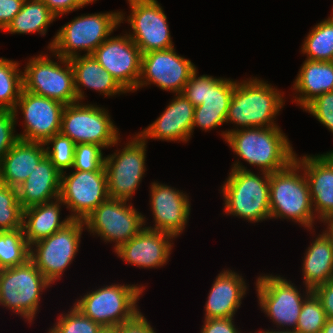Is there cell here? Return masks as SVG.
<instances>
[{"label":"cell","mask_w":333,"mask_h":333,"mask_svg":"<svg viewBox=\"0 0 333 333\" xmlns=\"http://www.w3.org/2000/svg\"><path fill=\"white\" fill-rule=\"evenodd\" d=\"M258 78L236 80L226 118V124H235V128L221 131L224 141L229 132L238 129L278 126L274 120L284 108V92Z\"/></svg>","instance_id":"cell-1"},{"label":"cell","mask_w":333,"mask_h":333,"mask_svg":"<svg viewBox=\"0 0 333 333\" xmlns=\"http://www.w3.org/2000/svg\"><path fill=\"white\" fill-rule=\"evenodd\" d=\"M225 141L238 159L262 172L280 171L289 166L296 156L280 126L238 129L229 132Z\"/></svg>","instance_id":"cell-2"},{"label":"cell","mask_w":333,"mask_h":333,"mask_svg":"<svg viewBox=\"0 0 333 333\" xmlns=\"http://www.w3.org/2000/svg\"><path fill=\"white\" fill-rule=\"evenodd\" d=\"M259 174L247 169L240 160H235L221 186L226 215L250 223L270 220V173L260 171Z\"/></svg>","instance_id":"cell-3"},{"label":"cell","mask_w":333,"mask_h":333,"mask_svg":"<svg viewBox=\"0 0 333 333\" xmlns=\"http://www.w3.org/2000/svg\"><path fill=\"white\" fill-rule=\"evenodd\" d=\"M269 198L270 219H287L315 232L314 223L318 219L309 185L302 167L295 160L286 168L270 173Z\"/></svg>","instance_id":"cell-4"},{"label":"cell","mask_w":333,"mask_h":333,"mask_svg":"<svg viewBox=\"0 0 333 333\" xmlns=\"http://www.w3.org/2000/svg\"><path fill=\"white\" fill-rule=\"evenodd\" d=\"M120 24V11L81 14L57 30L47 48L65 59L80 56L82 51L92 55Z\"/></svg>","instance_id":"cell-5"},{"label":"cell","mask_w":333,"mask_h":333,"mask_svg":"<svg viewBox=\"0 0 333 333\" xmlns=\"http://www.w3.org/2000/svg\"><path fill=\"white\" fill-rule=\"evenodd\" d=\"M144 290L145 286L135 283L104 284L80 296L73 305L103 328L114 329L140 311L138 301Z\"/></svg>","instance_id":"cell-6"},{"label":"cell","mask_w":333,"mask_h":333,"mask_svg":"<svg viewBox=\"0 0 333 333\" xmlns=\"http://www.w3.org/2000/svg\"><path fill=\"white\" fill-rule=\"evenodd\" d=\"M51 286L30 259L22 265L1 269L0 306L32 324L39 312L43 291Z\"/></svg>","instance_id":"cell-7"},{"label":"cell","mask_w":333,"mask_h":333,"mask_svg":"<svg viewBox=\"0 0 333 333\" xmlns=\"http://www.w3.org/2000/svg\"><path fill=\"white\" fill-rule=\"evenodd\" d=\"M28 59L22 72L23 90L68 105L77 102L74 73L69 59L51 50ZM51 56L58 61L51 60ZM64 66V67H63Z\"/></svg>","instance_id":"cell-8"},{"label":"cell","mask_w":333,"mask_h":333,"mask_svg":"<svg viewBox=\"0 0 333 333\" xmlns=\"http://www.w3.org/2000/svg\"><path fill=\"white\" fill-rule=\"evenodd\" d=\"M112 120L104 107L77 101L65 105L60 133L75 144H96L108 149L121 143L119 129Z\"/></svg>","instance_id":"cell-9"},{"label":"cell","mask_w":333,"mask_h":333,"mask_svg":"<svg viewBox=\"0 0 333 333\" xmlns=\"http://www.w3.org/2000/svg\"><path fill=\"white\" fill-rule=\"evenodd\" d=\"M255 288L261 311L280 330L296 329L303 302L313 292L305 287L300 293L292 281L273 273L257 277Z\"/></svg>","instance_id":"cell-10"},{"label":"cell","mask_w":333,"mask_h":333,"mask_svg":"<svg viewBox=\"0 0 333 333\" xmlns=\"http://www.w3.org/2000/svg\"><path fill=\"white\" fill-rule=\"evenodd\" d=\"M83 230L84 220L72 219L64 228L30 245V260L51 284L61 280L75 260Z\"/></svg>","instance_id":"cell-11"},{"label":"cell","mask_w":333,"mask_h":333,"mask_svg":"<svg viewBox=\"0 0 333 333\" xmlns=\"http://www.w3.org/2000/svg\"><path fill=\"white\" fill-rule=\"evenodd\" d=\"M146 222V216L138 212L132 202L110 197L84 219L90 235L115 243L113 250L135 237Z\"/></svg>","instance_id":"cell-12"},{"label":"cell","mask_w":333,"mask_h":333,"mask_svg":"<svg viewBox=\"0 0 333 333\" xmlns=\"http://www.w3.org/2000/svg\"><path fill=\"white\" fill-rule=\"evenodd\" d=\"M122 149L105 156L108 195L131 201L145 175L147 142L137 133Z\"/></svg>","instance_id":"cell-13"},{"label":"cell","mask_w":333,"mask_h":333,"mask_svg":"<svg viewBox=\"0 0 333 333\" xmlns=\"http://www.w3.org/2000/svg\"><path fill=\"white\" fill-rule=\"evenodd\" d=\"M130 14L120 11V23L130 24L125 32L139 47L141 54L174 47L167 16L157 0H127Z\"/></svg>","instance_id":"cell-14"},{"label":"cell","mask_w":333,"mask_h":333,"mask_svg":"<svg viewBox=\"0 0 333 333\" xmlns=\"http://www.w3.org/2000/svg\"><path fill=\"white\" fill-rule=\"evenodd\" d=\"M61 174L60 199L70 218L84 220L109 198L105 167L99 171L70 170Z\"/></svg>","instance_id":"cell-15"},{"label":"cell","mask_w":333,"mask_h":333,"mask_svg":"<svg viewBox=\"0 0 333 333\" xmlns=\"http://www.w3.org/2000/svg\"><path fill=\"white\" fill-rule=\"evenodd\" d=\"M196 69L191 60L176 52L175 47L149 51L142 54L141 74L135 91L154 84L173 94L182 93Z\"/></svg>","instance_id":"cell-16"},{"label":"cell","mask_w":333,"mask_h":333,"mask_svg":"<svg viewBox=\"0 0 333 333\" xmlns=\"http://www.w3.org/2000/svg\"><path fill=\"white\" fill-rule=\"evenodd\" d=\"M65 105L22 89L13 110L17 119L18 110L23 114V132L19 139L42 142L60 132L61 118Z\"/></svg>","instance_id":"cell-17"},{"label":"cell","mask_w":333,"mask_h":333,"mask_svg":"<svg viewBox=\"0 0 333 333\" xmlns=\"http://www.w3.org/2000/svg\"><path fill=\"white\" fill-rule=\"evenodd\" d=\"M92 55L128 93L135 92L142 54L127 33L108 37Z\"/></svg>","instance_id":"cell-18"},{"label":"cell","mask_w":333,"mask_h":333,"mask_svg":"<svg viewBox=\"0 0 333 333\" xmlns=\"http://www.w3.org/2000/svg\"><path fill=\"white\" fill-rule=\"evenodd\" d=\"M151 230L166 232L177 238L186 228L191 213L189 195L167 184L154 181L150 185Z\"/></svg>","instance_id":"cell-19"},{"label":"cell","mask_w":333,"mask_h":333,"mask_svg":"<svg viewBox=\"0 0 333 333\" xmlns=\"http://www.w3.org/2000/svg\"><path fill=\"white\" fill-rule=\"evenodd\" d=\"M176 239L169 233L151 230L146 227L114 252L127 264L143 268L157 269L167 265Z\"/></svg>","instance_id":"cell-20"},{"label":"cell","mask_w":333,"mask_h":333,"mask_svg":"<svg viewBox=\"0 0 333 333\" xmlns=\"http://www.w3.org/2000/svg\"><path fill=\"white\" fill-rule=\"evenodd\" d=\"M193 104L182 94H174L162 114L137 134L147 139L187 143L192 137Z\"/></svg>","instance_id":"cell-21"},{"label":"cell","mask_w":333,"mask_h":333,"mask_svg":"<svg viewBox=\"0 0 333 333\" xmlns=\"http://www.w3.org/2000/svg\"><path fill=\"white\" fill-rule=\"evenodd\" d=\"M295 156L309 185L316 218L333 217V158L328 153Z\"/></svg>","instance_id":"cell-22"},{"label":"cell","mask_w":333,"mask_h":333,"mask_svg":"<svg viewBox=\"0 0 333 333\" xmlns=\"http://www.w3.org/2000/svg\"><path fill=\"white\" fill-rule=\"evenodd\" d=\"M248 286L242 275L224 269L215 278L205 303L204 319L232 318L246 297Z\"/></svg>","instance_id":"cell-23"},{"label":"cell","mask_w":333,"mask_h":333,"mask_svg":"<svg viewBox=\"0 0 333 333\" xmlns=\"http://www.w3.org/2000/svg\"><path fill=\"white\" fill-rule=\"evenodd\" d=\"M236 80L214 77L206 85V95L202 104L194 107L192 135L195 127L211 131L226 122Z\"/></svg>","instance_id":"cell-24"},{"label":"cell","mask_w":333,"mask_h":333,"mask_svg":"<svg viewBox=\"0 0 333 333\" xmlns=\"http://www.w3.org/2000/svg\"><path fill=\"white\" fill-rule=\"evenodd\" d=\"M74 73V86L77 100L83 102L86 97L83 89L100 92L104 97H115L128 93L117 80L104 69L93 55H80L69 59ZM84 87V88H82Z\"/></svg>","instance_id":"cell-25"},{"label":"cell","mask_w":333,"mask_h":333,"mask_svg":"<svg viewBox=\"0 0 333 333\" xmlns=\"http://www.w3.org/2000/svg\"><path fill=\"white\" fill-rule=\"evenodd\" d=\"M61 173L45 156L17 188L21 208L43 204L60 197Z\"/></svg>","instance_id":"cell-26"},{"label":"cell","mask_w":333,"mask_h":333,"mask_svg":"<svg viewBox=\"0 0 333 333\" xmlns=\"http://www.w3.org/2000/svg\"><path fill=\"white\" fill-rule=\"evenodd\" d=\"M45 156L42 142L19 139L0 163V182L18 188Z\"/></svg>","instance_id":"cell-27"},{"label":"cell","mask_w":333,"mask_h":333,"mask_svg":"<svg viewBox=\"0 0 333 333\" xmlns=\"http://www.w3.org/2000/svg\"><path fill=\"white\" fill-rule=\"evenodd\" d=\"M292 87L293 102L302 109L317 96L333 91V61L305 59Z\"/></svg>","instance_id":"cell-28"},{"label":"cell","mask_w":333,"mask_h":333,"mask_svg":"<svg viewBox=\"0 0 333 333\" xmlns=\"http://www.w3.org/2000/svg\"><path fill=\"white\" fill-rule=\"evenodd\" d=\"M63 205L61 199L57 198L23 210L22 229L29 245L49 237L71 222L69 215L61 221L60 208Z\"/></svg>","instance_id":"cell-29"},{"label":"cell","mask_w":333,"mask_h":333,"mask_svg":"<svg viewBox=\"0 0 333 333\" xmlns=\"http://www.w3.org/2000/svg\"><path fill=\"white\" fill-rule=\"evenodd\" d=\"M302 263L303 286L312 291L333 280V248L323 232L310 243Z\"/></svg>","instance_id":"cell-30"},{"label":"cell","mask_w":333,"mask_h":333,"mask_svg":"<svg viewBox=\"0 0 333 333\" xmlns=\"http://www.w3.org/2000/svg\"><path fill=\"white\" fill-rule=\"evenodd\" d=\"M56 19L42 0H24L20 12L4 31L23 35L39 33L44 36L49 25Z\"/></svg>","instance_id":"cell-31"},{"label":"cell","mask_w":333,"mask_h":333,"mask_svg":"<svg viewBox=\"0 0 333 333\" xmlns=\"http://www.w3.org/2000/svg\"><path fill=\"white\" fill-rule=\"evenodd\" d=\"M301 54L313 61H333V16L317 23L306 35Z\"/></svg>","instance_id":"cell-32"},{"label":"cell","mask_w":333,"mask_h":333,"mask_svg":"<svg viewBox=\"0 0 333 333\" xmlns=\"http://www.w3.org/2000/svg\"><path fill=\"white\" fill-rule=\"evenodd\" d=\"M20 63L0 57V110H14L23 89Z\"/></svg>","instance_id":"cell-33"},{"label":"cell","mask_w":333,"mask_h":333,"mask_svg":"<svg viewBox=\"0 0 333 333\" xmlns=\"http://www.w3.org/2000/svg\"><path fill=\"white\" fill-rule=\"evenodd\" d=\"M30 259V245L23 229L0 232V270L22 265Z\"/></svg>","instance_id":"cell-34"},{"label":"cell","mask_w":333,"mask_h":333,"mask_svg":"<svg viewBox=\"0 0 333 333\" xmlns=\"http://www.w3.org/2000/svg\"><path fill=\"white\" fill-rule=\"evenodd\" d=\"M22 220L18 189L0 182V232L22 229Z\"/></svg>","instance_id":"cell-35"},{"label":"cell","mask_w":333,"mask_h":333,"mask_svg":"<svg viewBox=\"0 0 333 333\" xmlns=\"http://www.w3.org/2000/svg\"><path fill=\"white\" fill-rule=\"evenodd\" d=\"M104 329L73 305L66 314L58 315L47 333H101Z\"/></svg>","instance_id":"cell-36"},{"label":"cell","mask_w":333,"mask_h":333,"mask_svg":"<svg viewBox=\"0 0 333 333\" xmlns=\"http://www.w3.org/2000/svg\"><path fill=\"white\" fill-rule=\"evenodd\" d=\"M43 144L46 156L61 174L72 168L76 144L69 137L59 132Z\"/></svg>","instance_id":"cell-37"},{"label":"cell","mask_w":333,"mask_h":333,"mask_svg":"<svg viewBox=\"0 0 333 333\" xmlns=\"http://www.w3.org/2000/svg\"><path fill=\"white\" fill-rule=\"evenodd\" d=\"M327 320L320 299L312 292L303 302L296 333H321Z\"/></svg>","instance_id":"cell-38"},{"label":"cell","mask_w":333,"mask_h":333,"mask_svg":"<svg viewBox=\"0 0 333 333\" xmlns=\"http://www.w3.org/2000/svg\"><path fill=\"white\" fill-rule=\"evenodd\" d=\"M105 148L96 144H76L72 170L99 171L105 165Z\"/></svg>","instance_id":"cell-39"},{"label":"cell","mask_w":333,"mask_h":333,"mask_svg":"<svg viewBox=\"0 0 333 333\" xmlns=\"http://www.w3.org/2000/svg\"><path fill=\"white\" fill-rule=\"evenodd\" d=\"M303 111L314 116L333 134V91L317 96Z\"/></svg>","instance_id":"cell-40"},{"label":"cell","mask_w":333,"mask_h":333,"mask_svg":"<svg viewBox=\"0 0 333 333\" xmlns=\"http://www.w3.org/2000/svg\"><path fill=\"white\" fill-rule=\"evenodd\" d=\"M17 120L12 110H0V163L19 140L18 133L15 134Z\"/></svg>","instance_id":"cell-41"},{"label":"cell","mask_w":333,"mask_h":333,"mask_svg":"<svg viewBox=\"0 0 333 333\" xmlns=\"http://www.w3.org/2000/svg\"><path fill=\"white\" fill-rule=\"evenodd\" d=\"M198 70L196 69L190 79L184 86L182 94L193 104L194 107H197L202 104L206 95V85L214 78L210 75H197Z\"/></svg>","instance_id":"cell-42"},{"label":"cell","mask_w":333,"mask_h":333,"mask_svg":"<svg viewBox=\"0 0 333 333\" xmlns=\"http://www.w3.org/2000/svg\"><path fill=\"white\" fill-rule=\"evenodd\" d=\"M154 329L144 314L139 311L131 319L118 325L113 330L115 333H156Z\"/></svg>","instance_id":"cell-43"},{"label":"cell","mask_w":333,"mask_h":333,"mask_svg":"<svg viewBox=\"0 0 333 333\" xmlns=\"http://www.w3.org/2000/svg\"><path fill=\"white\" fill-rule=\"evenodd\" d=\"M49 10L55 15L60 17L69 12L76 11L84 6L92 3H88L86 0H42Z\"/></svg>","instance_id":"cell-44"},{"label":"cell","mask_w":333,"mask_h":333,"mask_svg":"<svg viewBox=\"0 0 333 333\" xmlns=\"http://www.w3.org/2000/svg\"><path fill=\"white\" fill-rule=\"evenodd\" d=\"M233 318L204 319L200 333H241Z\"/></svg>","instance_id":"cell-45"},{"label":"cell","mask_w":333,"mask_h":333,"mask_svg":"<svg viewBox=\"0 0 333 333\" xmlns=\"http://www.w3.org/2000/svg\"><path fill=\"white\" fill-rule=\"evenodd\" d=\"M24 0H0V30H4L20 12Z\"/></svg>","instance_id":"cell-46"},{"label":"cell","mask_w":333,"mask_h":333,"mask_svg":"<svg viewBox=\"0 0 333 333\" xmlns=\"http://www.w3.org/2000/svg\"><path fill=\"white\" fill-rule=\"evenodd\" d=\"M313 292L320 299L327 319H333V280L317 286Z\"/></svg>","instance_id":"cell-47"},{"label":"cell","mask_w":333,"mask_h":333,"mask_svg":"<svg viewBox=\"0 0 333 333\" xmlns=\"http://www.w3.org/2000/svg\"><path fill=\"white\" fill-rule=\"evenodd\" d=\"M319 222H322L324 223V225H326V228H324L323 233L329 239L330 244L333 248V217L322 219Z\"/></svg>","instance_id":"cell-48"},{"label":"cell","mask_w":333,"mask_h":333,"mask_svg":"<svg viewBox=\"0 0 333 333\" xmlns=\"http://www.w3.org/2000/svg\"><path fill=\"white\" fill-rule=\"evenodd\" d=\"M321 333H333V319H327Z\"/></svg>","instance_id":"cell-49"},{"label":"cell","mask_w":333,"mask_h":333,"mask_svg":"<svg viewBox=\"0 0 333 333\" xmlns=\"http://www.w3.org/2000/svg\"><path fill=\"white\" fill-rule=\"evenodd\" d=\"M251 333V332H250ZM254 333H296L294 330H278V329H271V330H262V331H257Z\"/></svg>","instance_id":"cell-50"},{"label":"cell","mask_w":333,"mask_h":333,"mask_svg":"<svg viewBox=\"0 0 333 333\" xmlns=\"http://www.w3.org/2000/svg\"><path fill=\"white\" fill-rule=\"evenodd\" d=\"M101 333H115L113 329H104Z\"/></svg>","instance_id":"cell-51"},{"label":"cell","mask_w":333,"mask_h":333,"mask_svg":"<svg viewBox=\"0 0 333 333\" xmlns=\"http://www.w3.org/2000/svg\"><path fill=\"white\" fill-rule=\"evenodd\" d=\"M332 158H333V150L331 151H329V152H327Z\"/></svg>","instance_id":"cell-52"},{"label":"cell","mask_w":333,"mask_h":333,"mask_svg":"<svg viewBox=\"0 0 333 333\" xmlns=\"http://www.w3.org/2000/svg\"><path fill=\"white\" fill-rule=\"evenodd\" d=\"M88 3H94L97 0H86Z\"/></svg>","instance_id":"cell-53"}]
</instances>
